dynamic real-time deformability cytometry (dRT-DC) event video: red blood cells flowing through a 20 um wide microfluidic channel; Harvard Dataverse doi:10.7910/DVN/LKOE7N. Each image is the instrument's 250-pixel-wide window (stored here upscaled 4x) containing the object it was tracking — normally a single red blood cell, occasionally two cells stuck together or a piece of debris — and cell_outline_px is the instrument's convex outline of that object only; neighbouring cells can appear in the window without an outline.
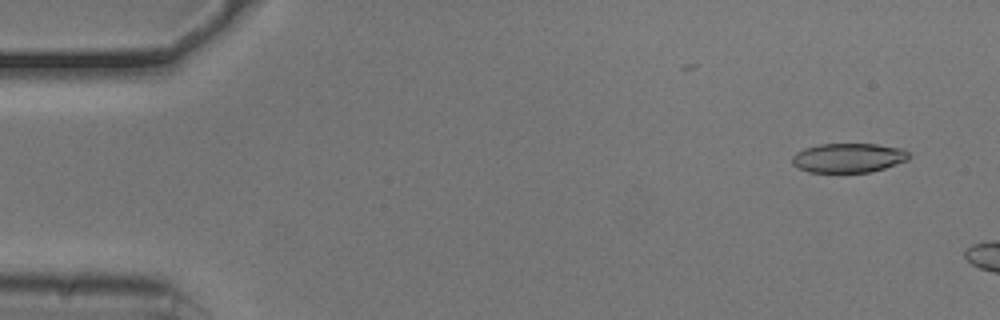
{"species": "common noctule bat (a hibernating species)", "species_latin": "Nyctalus noctula", "temperature_condition": "cold", "stored_images_in_passage": 9, "camera_frame_rate_fps": 3000, "um_per_image_px": 0.085, "animal": {"sex": "male", "body_mass_g": 20.5, "forearm_length_mm": 52.5}, "frame": {"image": 1, "passage_image": 4, "time_ms": 1.0, "image_size_px": [1000, 320], "cell_outline_px": [[912, 156], [908, 160], [872, 172], [808, 172], [792, 164], [792, 156], [796, 152], [804, 148], [820, 144], [876, 144], [904, 148]], "centroid_in_image_um": [72.14, 13.41], "position_along_channel_um": 12.9, "area_um2": 20.11}}